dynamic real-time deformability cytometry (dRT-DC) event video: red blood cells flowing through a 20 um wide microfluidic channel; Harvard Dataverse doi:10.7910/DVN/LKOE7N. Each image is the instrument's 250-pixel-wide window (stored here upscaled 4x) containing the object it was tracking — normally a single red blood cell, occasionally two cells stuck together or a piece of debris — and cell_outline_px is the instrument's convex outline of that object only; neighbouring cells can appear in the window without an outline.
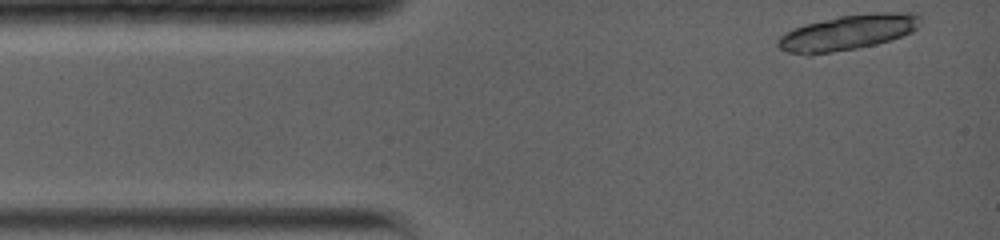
{"species": "common noctule bat (a hibernating species)", "species_latin": "Nyctalus noctula", "temperature_condition": "warm", "stored_images_in_passage": 2, "camera_frame_rate_fps": 5000, "um_per_image_px": 0.085, "animal": {"sex": "female", "body_mass_g": 19.0, "forearm_length_mm": 56.7}, "frame": {"image": 1, "passage_image": 1, "time_ms": 0.0, "image_size_px": [1000, 240], "cell_outline_px": [[920, 24], [912, 32], [876, 44], [856, 48], [812, 56], [808, 56], [788, 52], [780, 48], [776, 44], [776, 40], [784, 32], [792, 28], [804, 24], [840, 16], [880, 12], [916, 12], [920, 16]], "centroid_in_image_um": [72.01, 2.77], "position_along_channel_um": 13.0, "area_um2": 29.48}}